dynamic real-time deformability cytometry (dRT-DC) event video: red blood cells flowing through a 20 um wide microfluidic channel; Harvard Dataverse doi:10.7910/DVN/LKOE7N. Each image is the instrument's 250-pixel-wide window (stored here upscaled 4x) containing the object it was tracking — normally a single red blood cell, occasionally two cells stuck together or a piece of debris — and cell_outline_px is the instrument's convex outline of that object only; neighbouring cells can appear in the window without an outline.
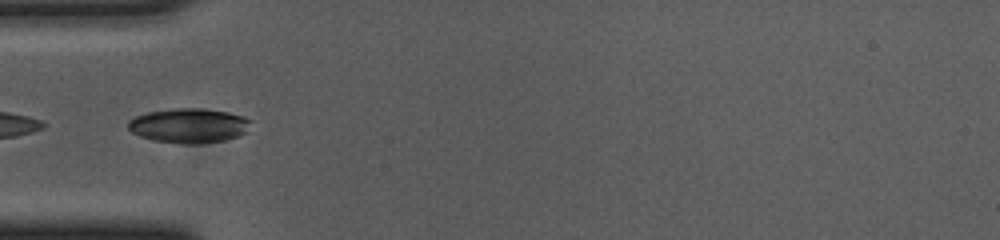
{"species": "common noctule bat (a hibernating species)", "species_latin": "Nyctalus noctula", "temperature_condition": "cold", "stored_images_in_passage": 8, "camera_frame_rate_fps": 3000, "um_per_image_px": 0.085, "animal": {"sex": "female", "body_mass_g": 23.0, "forearm_length_mm": 53.4}, "frame": {"image": 1, "passage_image": 1, "time_ms": 0.0, "image_size_px": [1000, 240], "cell_outline_px": [[252, 120], [248, 132], [240, 136], [224, 140], [200, 144], [180, 144], [152, 140], [140, 136], [132, 132], [128, 128], [128, 120], [136, 116], [148, 112], [172, 108], [200, 108], [224, 112], [244, 116]], "centroid_in_image_um": [16.08, 10.69], "position_along_channel_um": 68.9, "area_um2": 24.97}}